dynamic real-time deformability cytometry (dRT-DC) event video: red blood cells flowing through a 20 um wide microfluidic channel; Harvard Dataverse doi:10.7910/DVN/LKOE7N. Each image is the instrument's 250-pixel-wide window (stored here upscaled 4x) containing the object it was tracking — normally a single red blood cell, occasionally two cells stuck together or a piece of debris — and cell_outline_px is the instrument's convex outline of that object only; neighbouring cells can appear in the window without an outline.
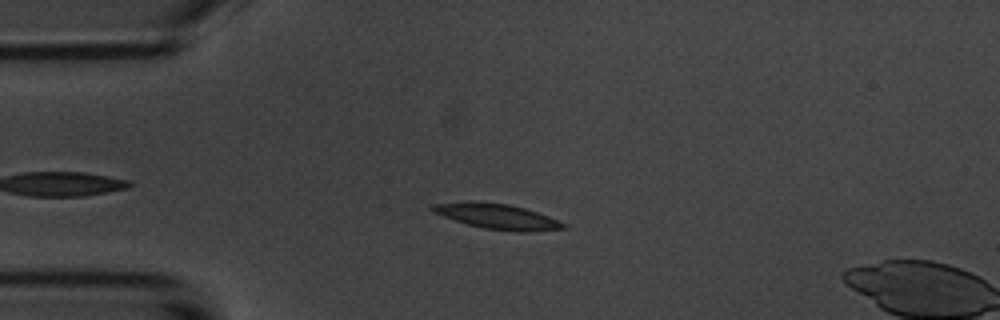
{"species": "common noctule bat (a hibernating species)", "species_latin": "Nyctalus noctula", "temperature_condition": "room temperature", "stored_images_in_passage": 11, "camera_frame_rate_fps": 3000, "um_per_image_px": 0.085, "animal": {"sex": "male", "body_mass_g": 20.1, "forearm_length_mm": 53.5}, "frame": {"image": 1, "passage_image": 8, "time_ms": 2.333, "image_size_px": [1000, 320], "cell_outline_px": [[568, 228], [524, 232], [516, 232], [484, 228], [468, 224], [432, 212], [428, 208], [432, 204], [472, 200], [480, 200], [508, 204], [524, 208], [548, 216], [568, 224]], "centroid_in_image_um": [42.25, 18.38], "position_along_channel_um": 42.8, "area_um2": 19.48}}